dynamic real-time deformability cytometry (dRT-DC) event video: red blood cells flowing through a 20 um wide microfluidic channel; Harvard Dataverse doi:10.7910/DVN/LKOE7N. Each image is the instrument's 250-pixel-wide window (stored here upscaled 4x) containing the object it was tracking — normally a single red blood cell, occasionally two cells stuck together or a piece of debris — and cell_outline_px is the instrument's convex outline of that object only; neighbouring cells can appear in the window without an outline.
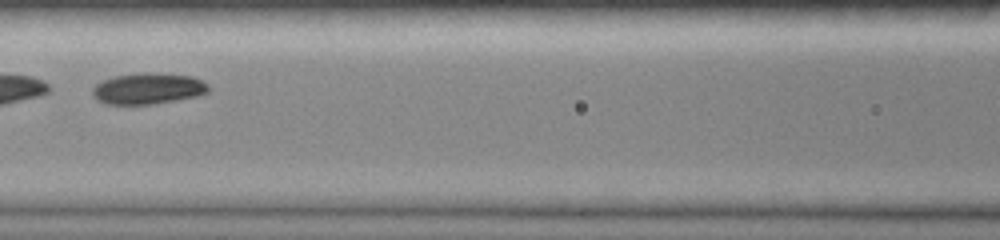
{"species": "common noctule bat (a hibernating species)", "species_latin": "Nyctalus noctula", "temperature_condition": "room temperature", "stored_images_in_passage": 23, "camera_frame_rate_fps": 3000, "um_per_image_px": 0.085, "animal": {"sex": "female", "body_mass_g": 19.0, "forearm_length_mm": 51.5}, "frame": {"image": 1, "passage_image": 10, "time_ms": 4.0, "image_size_px": [1000, 240], "cell_outline_px": [[208, 92], [196, 96], [176, 100], [152, 104], [104, 104], [96, 100], [92, 96], [92, 88], [96, 84], [104, 80], [116, 76], [144, 72], [192, 76], [208, 84]], "centroid_in_image_um": [12.54, 7.54], "position_along_channel_um": 154.1, "area_um2": 20.92}}